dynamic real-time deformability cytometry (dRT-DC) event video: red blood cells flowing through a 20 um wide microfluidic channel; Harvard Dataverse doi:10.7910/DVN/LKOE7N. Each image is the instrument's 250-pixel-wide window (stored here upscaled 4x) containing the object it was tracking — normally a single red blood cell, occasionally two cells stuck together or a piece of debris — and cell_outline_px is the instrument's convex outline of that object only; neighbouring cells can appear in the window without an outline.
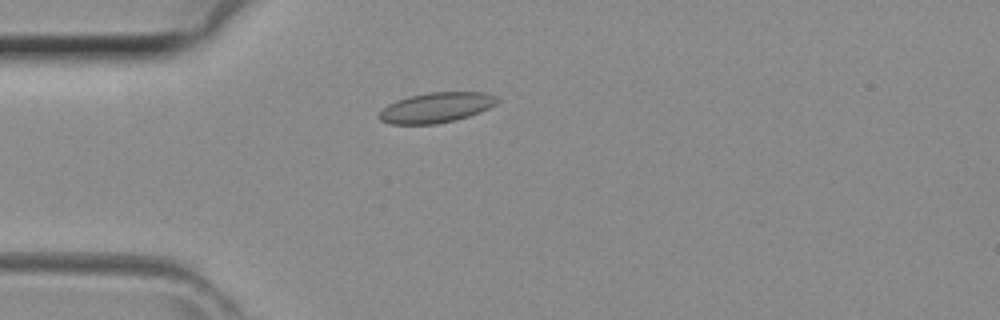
{"species": "common noctule bat (a hibernating species)", "species_latin": "Nyctalus noctula", "temperature_condition": "room temperature", "stored_images_in_passage": 36, "camera_frame_rate_fps": 3000, "um_per_image_px": 0.085, "animal": {"sex": "female", "body_mass_g": 29.2, "forearm_length_mm": 56.3}, "frame": {"image": 1, "passage_image": 8, "time_ms": 2.333, "image_size_px": [1000, 320], "cell_outline_px": [[500, 100], [496, 104], [480, 112], [456, 120], [436, 124], [388, 124], [380, 120], [376, 116], [388, 104], [396, 100], [408, 96], [428, 92], [488, 92], [496, 96]], "centroid_in_image_um": [37.07, 9.14], "position_along_channel_um": 47.9, "area_um2": 20.98}}
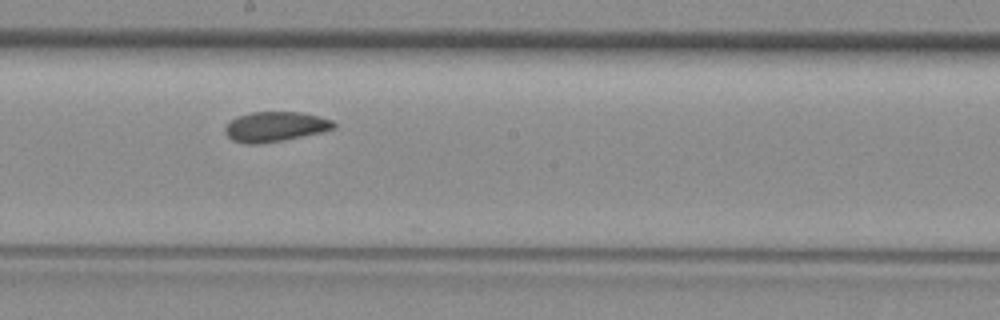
{"frame": {"image": 2, "passage_image": 20, "time_ms": 6.333, "image_size_px": [1000, 320], "cell_outline_px": [[336, 128], [320, 132], [284, 140], [260, 144], [244, 144], [232, 140], [224, 132], [224, 128], [236, 116], [252, 112], [300, 112], [320, 116], [332, 120], [336, 124]], "centroid_in_image_um": [23.38, 10.77], "position_along_channel_um": 224.8, "area_um2": 19.02}}
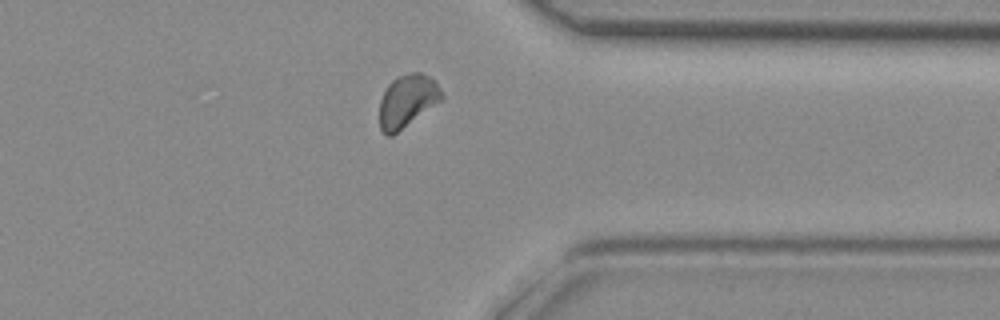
{"frame": {"image": 3, "passage_image": 30, "time_ms": 9.667, "image_size_px": [1000, 320], "cell_outline_px": [[444, 100], [392, 136], [384, 136], [380, 128], [380, 100], [388, 84], [396, 76], [412, 72], [420, 72], [432, 76], [436, 80], [444, 96]], "centroid_in_image_um": [34.66, 8.57], "position_along_channel_um": 376.7, "area_um2": 19.59}}